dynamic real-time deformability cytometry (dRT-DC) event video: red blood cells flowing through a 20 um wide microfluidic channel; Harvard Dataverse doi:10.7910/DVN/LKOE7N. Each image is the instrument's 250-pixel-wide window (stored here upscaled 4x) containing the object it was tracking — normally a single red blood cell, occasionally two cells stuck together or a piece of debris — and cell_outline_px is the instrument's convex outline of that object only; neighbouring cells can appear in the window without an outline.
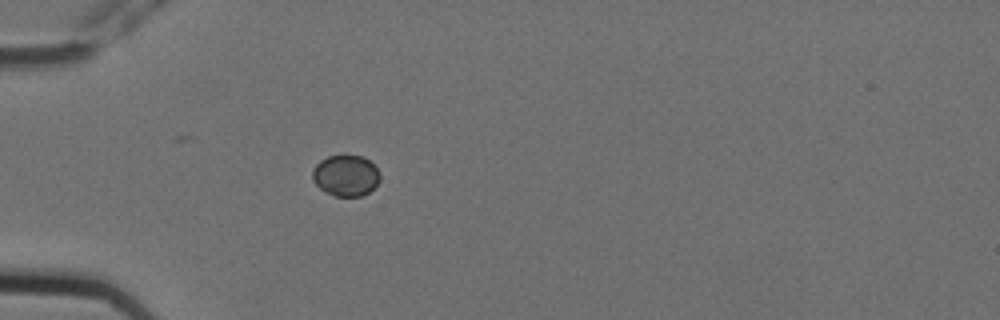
{"species": "Egyptian fruit bat (a non-hibernating species)", "species_latin": "Rousettus aegyptiacus", "temperature_condition": "cold", "stored_images_in_passage": 5, "camera_frame_rate_fps": 3000, "um_per_image_px": 0.085, "animal": {"sex": "female"}, "frame": {"image": 1, "passage_image": 5, "time_ms": 1.333, "image_size_px": [1000, 320], "cell_outline_px": [[380, 180], [368, 192], [360, 196], [332, 196], [324, 192], [312, 180], [312, 168], [320, 160], [328, 156], [344, 152], [364, 156], [380, 172]], "centroid_in_image_um": [29.36, 14.87], "position_along_channel_um": 55.6, "area_um2": 16.7}}